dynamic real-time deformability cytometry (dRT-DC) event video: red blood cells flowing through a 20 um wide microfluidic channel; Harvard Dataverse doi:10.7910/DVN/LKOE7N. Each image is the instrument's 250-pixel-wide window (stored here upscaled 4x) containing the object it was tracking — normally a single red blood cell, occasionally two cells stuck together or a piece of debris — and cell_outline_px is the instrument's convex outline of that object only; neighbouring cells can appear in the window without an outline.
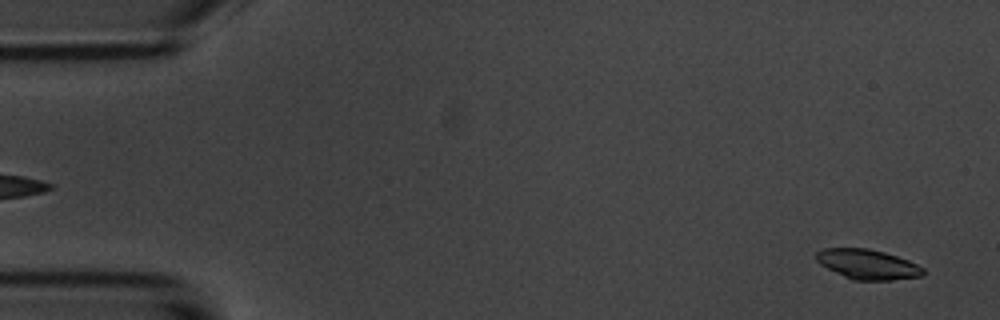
{"species": "common noctule bat (a hibernating species)", "species_latin": "Nyctalus noctula", "temperature_condition": "room temperature", "stored_images_in_passage": 15, "camera_frame_rate_fps": 3000, "um_per_image_px": 0.085, "animal": {"sex": "male", "body_mass_g": 20.1, "forearm_length_mm": 53.5}, "frame": {"image": 1, "passage_image": 2, "time_ms": 0.333, "image_size_px": [1000, 320], "cell_outline_px": [[924, 276], [892, 280], [852, 280], [820, 264], [816, 260], [816, 252], [824, 248], [868, 248], [884, 252], [908, 260], [924, 268]], "centroid_in_image_um": [73.76, 22.47], "position_along_channel_um": 11.2, "area_um2": 18.55}}
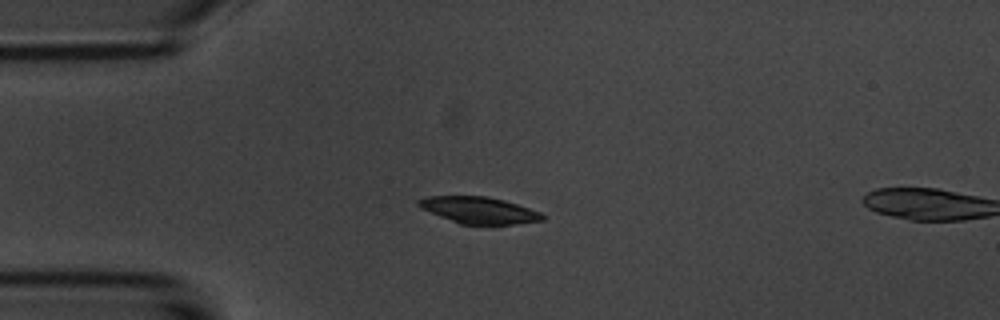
{"frame": {"image": 2, "passage_image": 13, "time_ms": 4.0, "image_size_px": [1000, 320], "cell_outline_px": [[544, 220], [492, 228], [460, 224], [420, 208], [416, 204], [416, 200], [428, 196], [488, 196], [504, 200], [540, 212], [544, 216]], "centroid_in_image_um": [40.73, 17.91], "position_along_channel_um": 44.3, "area_um2": 20.0}}